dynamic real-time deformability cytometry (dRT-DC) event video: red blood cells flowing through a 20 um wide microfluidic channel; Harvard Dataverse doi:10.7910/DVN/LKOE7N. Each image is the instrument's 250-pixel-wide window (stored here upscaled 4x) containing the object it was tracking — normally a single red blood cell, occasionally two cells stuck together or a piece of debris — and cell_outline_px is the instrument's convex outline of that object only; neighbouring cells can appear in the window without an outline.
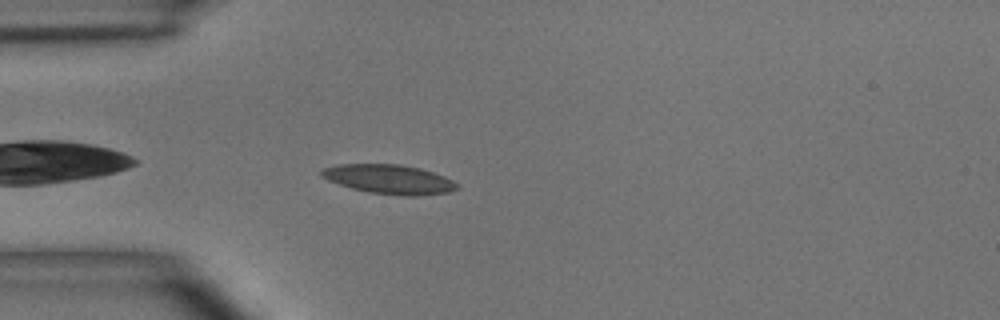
{"species": "common noctule bat (a hibernating species)", "species_latin": "Nyctalus noctula", "temperature_condition": "room temperature", "stored_images_in_passage": 3, "camera_frame_rate_fps": 3000, "um_per_image_px": 0.085, "animal": {"sex": "male", "body_mass_g": 15.6}, "frame": {"image": 1, "passage_image": 3, "time_ms": 2.333, "image_size_px": [1000, 320], "cell_outline_px": [[460, 188], [448, 192], [420, 196], [404, 196], [368, 192], [352, 188], [328, 180], [320, 176], [320, 168], [336, 164], [396, 164], [420, 168], [444, 176], [460, 184]], "centroid_in_image_um": [33.07, 15.24], "position_along_channel_um": 51.9, "area_um2": 23.29}}